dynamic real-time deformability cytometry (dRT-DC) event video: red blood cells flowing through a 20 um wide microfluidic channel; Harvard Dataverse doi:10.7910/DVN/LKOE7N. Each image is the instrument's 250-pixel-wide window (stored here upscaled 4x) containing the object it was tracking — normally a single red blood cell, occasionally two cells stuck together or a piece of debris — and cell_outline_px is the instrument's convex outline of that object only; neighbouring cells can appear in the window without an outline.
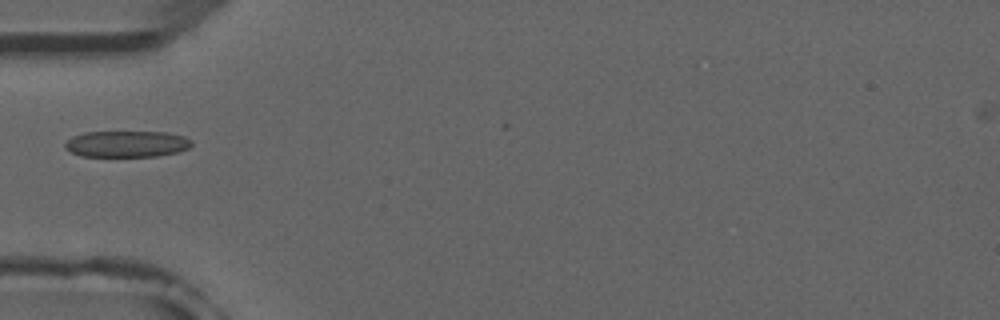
{"species": "common noctule bat (a hibernating species)", "species_latin": "Nyctalus noctula", "temperature_condition": "room temperature", "stored_images_in_passage": 6, "camera_frame_rate_fps": 3000, "um_per_image_px": 0.085, "animal": {"sex": "male", "forearm_length_mm": 52.5}, "frame": {"image": 1, "passage_image": 5, "time_ms": 4.667, "image_size_px": [1000, 320], "cell_outline_px": [[192, 144], [188, 148], [176, 152], [156, 156], [80, 156], [64, 148], [64, 144], [72, 136], [84, 132], [168, 132], [184, 136], [192, 140]], "centroid_in_image_um": [10.76, 12.23], "position_along_channel_um": 74.2, "area_um2": 19.42}}